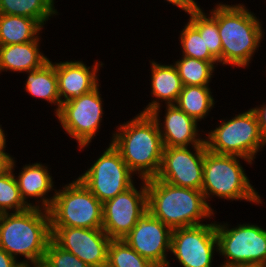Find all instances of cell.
Segmentation results:
<instances>
[{"label": "cell", "instance_id": "1", "mask_svg": "<svg viewBox=\"0 0 266 267\" xmlns=\"http://www.w3.org/2000/svg\"><path fill=\"white\" fill-rule=\"evenodd\" d=\"M209 14L217 21L222 43V65L247 68L264 40L262 20L243 3H216Z\"/></svg>", "mask_w": 266, "mask_h": 267}, {"label": "cell", "instance_id": "2", "mask_svg": "<svg viewBox=\"0 0 266 267\" xmlns=\"http://www.w3.org/2000/svg\"><path fill=\"white\" fill-rule=\"evenodd\" d=\"M119 124L112 132L110 142L140 180L155 178L164 150L157 122L150 113L140 112Z\"/></svg>", "mask_w": 266, "mask_h": 267}, {"label": "cell", "instance_id": "3", "mask_svg": "<svg viewBox=\"0 0 266 267\" xmlns=\"http://www.w3.org/2000/svg\"><path fill=\"white\" fill-rule=\"evenodd\" d=\"M146 185L147 210L171 229L198 226L215 218L217 211L207 204L201 190L174 186L156 177L147 179Z\"/></svg>", "mask_w": 266, "mask_h": 267}, {"label": "cell", "instance_id": "4", "mask_svg": "<svg viewBox=\"0 0 266 267\" xmlns=\"http://www.w3.org/2000/svg\"><path fill=\"white\" fill-rule=\"evenodd\" d=\"M49 210L30 207L17 213H3L0 217V248L20 262H43L51 240Z\"/></svg>", "mask_w": 266, "mask_h": 267}, {"label": "cell", "instance_id": "5", "mask_svg": "<svg viewBox=\"0 0 266 267\" xmlns=\"http://www.w3.org/2000/svg\"><path fill=\"white\" fill-rule=\"evenodd\" d=\"M240 160H244L248 165L254 163L241 156L216 154L206 150L201 191L210 207L209 201L213 197L227 201L245 200L259 206L263 204L262 197L250 183Z\"/></svg>", "mask_w": 266, "mask_h": 267}, {"label": "cell", "instance_id": "6", "mask_svg": "<svg viewBox=\"0 0 266 267\" xmlns=\"http://www.w3.org/2000/svg\"><path fill=\"white\" fill-rule=\"evenodd\" d=\"M219 124L210 131L206 130L204 138L207 149L216 154L241 156L255 162L256 155L266 146L255 112L250 108L231 119L220 120Z\"/></svg>", "mask_w": 266, "mask_h": 267}, {"label": "cell", "instance_id": "7", "mask_svg": "<svg viewBox=\"0 0 266 267\" xmlns=\"http://www.w3.org/2000/svg\"><path fill=\"white\" fill-rule=\"evenodd\" d=\"M49 214L51 227L102 228V203L78 178L56 189Z\"/></svg>", "mask_w": 266, "mask_h": 267}, {"label": "cell", "instance_id": "8", "mask_svg": "<svg viewBox=\"0 0 266 267\" xmlns=\"http://www.w3.org/2000/svg\"><path fill=\"white\" fill-rule=\"evenodd\" d=\"M230 227L227 222H216L218 254L225 259L221 265L266 264V229L253 223Z\"/></svg>", "mask_w": 266, "mask_h": 267}, {"label": "cell", "instance_id": "9", "mask_svg": "<svg viewBox=\"0 0 266 267\" xmlns=\"http://www.w3.org/2000/svg\"><path fill=\"white\" fill-rule=\"evenodd\" d=\"M100 87L62 103L55 114L66 134L78 142L79 150H87L101 128L105 111Z\"/></svg>", "mask_w": 266, "mask_h": 267}, {"label": "cell", "instance_id": "10", "mask_svg": "<svg viewBox=\"0 0 266 267\" xmlns=\"http://www.w3.org/2000/svg\"><path fill=\"white\" fill-rule=\"evenodd\" d=\"M105 149L101 156L77 177L102 204L136 183L135 174L112 143Z\"/></svg>", "mask_w": 266, "mask_h": 267}, {"label": "cell", "instance_id": "11", "mask_svg": "<svg viewBox=\"0 0 266 267\" xmlns=\"http://www.w3.org/2000/svg\"><path fill=\"white\" fill-rule=\"evenodd\" d=\"M218 253L216 221L172 229L170 253L182 267H212Z\"/></svg>", "mask_w": 266, "mask_h": 267}, {"label": "cell", "instance_id": "12", "mask_svg": "<svg viewBox=\"0 0 266 267\" xmlns=\"http://www.w3.org/2000/svg\"><path fill=\"white\" fill-rule=\"evenodd\" d=\"M139 183L102 204V229L111 239L124 238L147 211L146 180Z\"/></svg>", "mask_w": 266, "mask_h": 267}, {"label": "cell", "instance_id": "13", "mask_svg": "<svg viewBox=\"0 0 266 267\" xmlns=\"http://www.w3.org/2000/svg\"><path fill=\"white\" fill-rule=\"evenodd\" d=\"M192 149V150H191ZM164 147L157 179L171 185L202 189L206 145Z\"/></svg>", "mask_w": 266, "mask_h": 267}, {"label": "cell", "instance_id": "14", "mask_svg": "<svg viewBox=\"0 0 266 267\" xmlns=\"http://www.w3.org/2000/svg\"><path fill=\"white\" fill-rule=\"evenodd\" d=\"M51 239L89 267H107L111 238L102 228L51 227Z\"/></svg>", "mask_w": 266, "mask_h": 267}, {"label": "cell", "instance_id": "15", "mask_svg": "<svg viewBox=\"0 0 266 267\" xmlns=\"http://www.w3.org/2000/svg\"><path fill=\"white\" fill-rule=\"evenodd\" d=\"M171 234L172 229L147 210L122 239L155 266L171 267L168 260Z\"/></svg>", "mask_w": 266, "mask_h": 267}, {"label": "cell", "instance_id": "16", "mask_svg": "<svg viewBox=\"0 0 266 267\" xmlns=\"http://www.w3.org/2000/svg\"><path fill=\"white\" fill-rule=\"evenodd\" d=\"M165 115H162L161 106L150 112L157 122L164 147H192L195 145H206L198 128L199 123L189 117L176 104L165 105ZM162 120H161V119ZM163 121V122H161Z\"/></svg>", "mask_w": 266, "mask_h": 267}, {"label": "cell", "instance_id": "17", "mask_svg": "<svg viewBox=\"0 0 266 267\" xmlns=\"http://www.w3.org/2000/svg\"><path fill=\"white\" fill-rule=\"evenodd\" d=\"M103 65V62L97 60L91 66L83 60L55 62L60 106L70 99L95 89L100 84L98 71Z\"/></svg>", "mask_w": 266, "mask_h": 267}, {"label": "cell", "instance_id": "18", "mask_svg": "<svg viewBox=\"0 0 266 267\" xmlns=\"http://www.w3.org/2000/svg\"><path fill=\"white\" fill-rule=\"evenodd\" d=\"M48 166L40 162L25 164L20 168L18 175H15L21 197L29 207L49 210L52 205L56 187L54 178L49 172L51 168ZM51 192L53 194L49 196L48 193ZM29 198L34 199L35 202L30 201Z\"/></svg>", "mask_w": 266, "mask_h": 267}, {"label": "cell", "instance_id": "19", "mask_svg": "<svg viewBox=\"0 0 266 267\" xmlns=\"http://www.w3.org/2000/svg\"><path fill=\"white\" fill-rule=\"evenodd\" d=\"M151 69V102L140 111L142 113H150L159 106L176 104L179 94L183 88V83L180 79L175 65L162 64L154 60H150Z\"/></svg>", "mask_w": 266, "mask_h": 267}, {"label": "cell", "instance_id": "20", "mask_svg": "<svg viewBox=\"0 0 266 267\" xmlns=\"http://www.w3.org/2000/svg\"><path fill=\"white\" fill-rule=\"evenodd\" d=\"M40 42L0 46V73H25L41 68L50 59L40 51Z\"/></svg>", "mask_w": 266, "mask_h": 267}, {"label": "cell", "instance_id": "21", "mask_svg": "<svg viewBox=\"0 0 266 267\" xmlns=\"http://www.w3.org/2000/svg\"><path fill=\"white\" fill-rule=\"evenodd\" d=\"M24 89L31 97L45 100L50 105H55L54 115L60 109V98L58 92V80L55 62L49 60L41 68L28 71Z\"/></svg>", "mask_w": 266, "mask_h": 267}, {"label": "cell", "instance_id": "22", "mask_svg": "<svg viewBox=\"0 0 266 267\" xmlns=\"http://www.w3.org/2000/svg\"><path fill=\"white\" fill-rule=\"evenodd\" d=\"M43 28L29 17L0 14V46L41 41Z\"/></svg>", "mask_w": 266, "mask_h": 267}, {"label": "cell", "instance_id": "23", "mask_svg": "<svg viewBox=\"0 0 266 267\" xmlns=\"http://www.w3.org/2000/svg\"><path fill=\"white\" fill-rule=\"evenodd\" d=\"M209 86H183L176 105L197 122L204 120L213 108L215 99Z\"/></svg>", "mask_w": 266, "mask_h": 267}, {"label": "cell", "instance_id": "24", "mask_svg": "<svg viewBox=\"0 0 266 267\" xmlns=\"http://www.w3.org/2000/svg\"><path fill=\"white\" fill-rule=\"evenodd\" d=\"M55 0H0V14L29 17L43 27L55 15Z\"/></svg>", "mask_w": 266, "mask_h": 267}, {"label": "cell", "instance_id": "25", "mask_svg": "<svg viewBox=\"0 0 266 267\" xmlns=\"http://www.w3.org/2000/svg\"><path fill=\"white\" fill-rule=\"evenodd\" d=\"M183 86H209L216 67L209 61L184 57L173 62Z\"/></svg>", "mask_w": 266, "mask_h": 267}, {"label": "cell", "instance_id": "26", "mask_svg": "<svg viewBox=\"0 0 266 267\" xmlns=\"http://www.w3.org/2000/svg\"><path fill=\"white\" fill-rule=\"evenodd\" d=\"M16 160L12 158L10 168L0 175V212L17 213L28 210L30 207L21 197L15 178Z\"/></svg>", "mask_w": 266, "mask_h": 267}, {"label": "cell", "instance_id": "27", "mask_svg": "<svg viewBox=\"0 0 266 267\" xmlns=\"http://www.w3.org/2000/svg\"><path fill=\"white\" fill-rule=\"evenodd\" d=\"M208 13H205L201 7L191 12L188 20L198 29L209 52L222 65V43L218 31L217 21Z\"/></svg>", "mask_w": 266, "mask_h": 267}, {"label": "cell", "instance_id": "28", "mask_svg": "<svg viewBox=\"0 0 266 267\" xmlns=\"http://www.w3.org/2000/svg\"><path fill=\"white\" fill-rule=\"evenodd\" d=\"M179 34L182 55L211 62L215 67L219 64L218 60L209 52L205 45L204 38L201 37L198 29L190 22H186Z\"/></svg>", "mask_w": 266, "mask_h": 267}, {"label": "cell", "instance_id": "29", "mask_svg": "<svg viewBox=\"0 0 266 267\" xmlns=\"http://www.w3.org/2000/svg\"><path fill=\"white\" fill-rule=\"evenodd\" d=\"M107 267H155V265L140 256L123 239H111Z\"/></svg>", "mask_w": 266, "mask_h": 267}, {"label": "cell", "instance_id": "30", "mask_svg": "<svg viewBox=\"0 0 266 267\" xmlns=\"http://www.w3.org/2000/svg\"><path fill=\"white\" fill-rule=\"evenodd\" d=\"M42 263L46 267H89L76 255L59 247L52 239L47 245Z\"/></svg>", "mask_w": 266, "mask_h": 267}, {"label": "cell", "instance_id": "31", "mask_svg": "<svg viewBox=\"0 0 266 267\" xmlns=\"http://www.w3.org/2000/svg\"><path fill=\"white\" fill-rule=\"evenodd\" d=\"M168 3H171L172 6H176L178 9L180 8L181 11L183 10L184 13L189 15L191 12L197 10L200 5L196 2V0H165Z\"/></svg>", "mask_w": 266, "mask_h": 267}, {"label": "cell", "instance_id": "32", "mask_svg": "<svg viewBox=\"0 0 266 267\" xmlns=\"http://www.w3.org/2000/svg\"><path fill=\"white\" fill-rule=\"evenodd\" d=\"M255 112L260 127L261 134L266 141V104L257 105L256 107H251Z\"/></svg>", "mask_w": 266, "mask_h": 267}, {"label": "cell", "instance_id": "33", "mask_svg": "<svg viewBox=\"0 0 266 267\" xmlns=\"http://www.w3.org/2000/svg\"><path fill=\"white\" fill-rule=\"evenodd\" d=\"M20 263L14 257L10 256L5 250L0 248V267H15Z\"/></svg>", "mask_w": 266, "mask_h": 267}, {"label": "cell", "instance_id": "34", "mask_svg": "<svg viewBox=\"0 0 266 267\" xmlns=\"http://www.w3.org/2000/svg\"><path fill=\"white\" fill-rule=\"evenodd\" d=\"M13 156L7 152H0V175L10 168Z\"/></svg>", "mask_w": 266, "mask_h": 267}, {"label": "cell", "instance_id": "35", "mask_svg": "<svg viewBox=\"0 0 266 267\" xmlns=\"http://www.w3.org/2000/svg\"><path fill=\"white\" fill-rule=\"evenodd\" d=\"M6 136L4 129H2V125L0 124V152H6Z\"/></svg>", "mask_w": 266, "mask_h": 267}, {"label": "cell", "instance_id": "36", "mask_svg": "<svg viewBox=\"0 0 266 267\" xmlns=\"http://www.w3.org/2000/svg\"><path fill=\"white\" fill-rule=\"evenodd\" d=\"M218 267H258V266L239 264V265H219Z\"/></svg>", "mask_w": 266, "mask_h": 267}, {"label": "cell", "instance_id": "37", "mask_svg": "<svg viewBox=\"0 0 266 267\" xmlns=\"http://www.w3.org/2000/svg\"><path fill=\"white\" fill-rule=\"evenodd\" d=\"M29 267H46L43 263H39V264H31L29 263Z\"/></svg>", "mask_w": 266, "mask_h": 267}, {"label": "cell", "instance_id": "38", "mask_svg": "<svg viewBox=\"0 0 266 267\" xmlns=\"http://www.w3.org/2000/svg\"><path fill=\"white\" fill-rule=\"evenodd\" d=\"M15 267H29V263H24V262H20L18 265H16Z\"/></svg>", "mask_w": 266, "mask_h": 267}]
</instances>
